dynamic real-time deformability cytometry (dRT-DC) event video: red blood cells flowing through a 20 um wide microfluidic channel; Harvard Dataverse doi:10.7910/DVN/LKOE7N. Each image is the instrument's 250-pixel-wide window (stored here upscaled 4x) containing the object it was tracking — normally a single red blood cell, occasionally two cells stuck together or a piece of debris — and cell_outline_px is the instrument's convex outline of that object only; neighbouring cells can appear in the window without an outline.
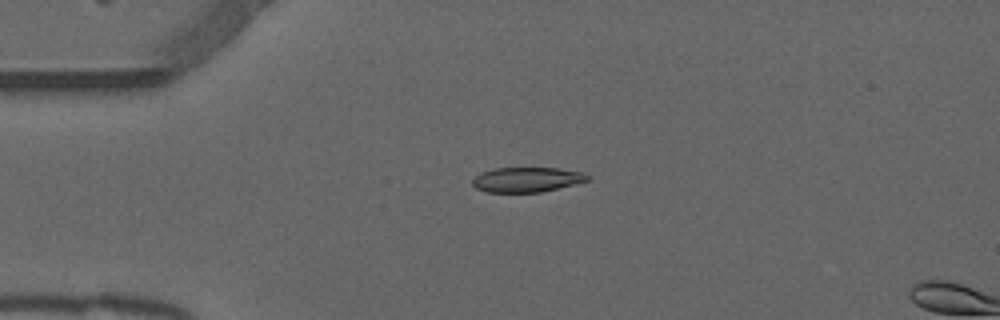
{"species": "common noctule bat (a hibernating species)", "species_latin": "Nyctalus noctula", "temperature_condition": "warm", "stored_images_in_passage": 4, "camera_frame_rate_fps": 3000, "um_per_image_px": 0.085, "animal": {"sex": "male", "forearm_length_mm": 52.5}, "frame": {"image": 1, "passage_image": 1, "time_ms": 0.0, "image_size_px": [1000, 320], "cell_outline_px": [[592, 176], [588, 180], [540, 192], [488, 192], [476, 188], [472, 184], [472, 180], [480, 172], [496, 168], [560, 168], [584, 172]], "centroid_in_image_um": [44.78, 15.25], "position_along_channel_um": 40.2, "area_um2": 16.59}}